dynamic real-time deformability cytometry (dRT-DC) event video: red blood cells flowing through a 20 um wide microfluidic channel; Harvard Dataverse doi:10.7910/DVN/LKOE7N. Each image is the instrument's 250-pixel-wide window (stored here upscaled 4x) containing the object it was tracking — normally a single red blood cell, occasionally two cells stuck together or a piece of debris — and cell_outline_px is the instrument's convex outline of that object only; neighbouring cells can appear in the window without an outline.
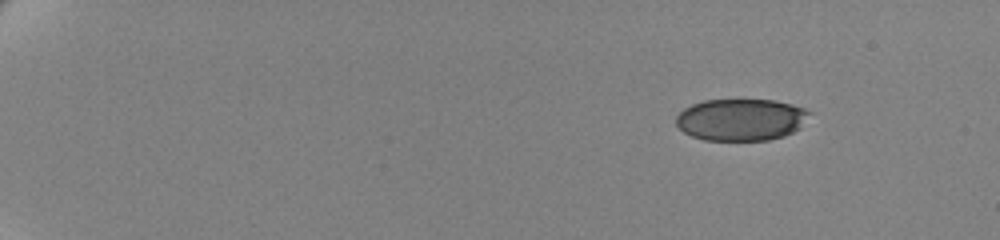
{"species": "human", "species_latin": "Homo sapiens", "temperature_condition": "cold", "stored_images_in_passage": 54, "camera_frame_rate_fps": 3000, "um_per_image_px": 0.085, "donor": {"sex": "female"}, "frame": {"image": 1, "passage_image": 1, "time_ms": 0.0, "image_size_px": [1000, 240], "cell_outline_px": [[812, 112], [800, 128], [784, 136], [768, 140], [704, 140], [692, 136], [684, 132], [676, 124], [676, 116], [684, 108], [692, 104], [704, 100], [776, 100], [792, 104], [804, 108]], "centroid_in_image_um": [63.0, 10.16], "position_along_channel_um": 22.0, "area_um2": 32.66}}
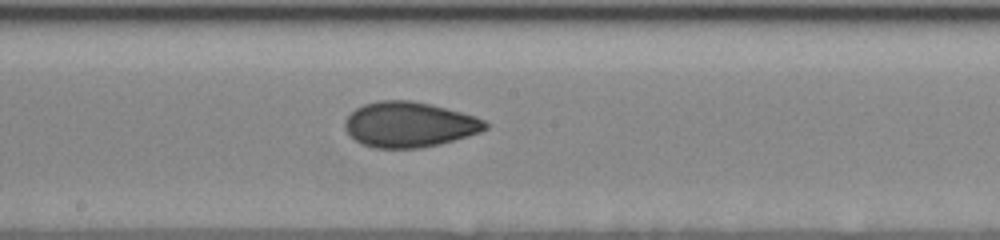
{"frame": {"image": 2, "passage_image": 30, "time_ms": 9.667, "image_size_px": [1000, 240], "cell_outline_px": [[488, 128], [480, 132], [468, 136], [440, 144], [420, 148], [372, 148], [360, 144], [344, 128], [344, 120], [356, 108], [364, 104], [380, 100], [412, 100], [432, 104], [476, 116], [484, 120], [488, 124]], "centroid_in_image_um": [34.79, 10.58], "position_along_channel_um": 213.4, "area_um2": 37.28}}
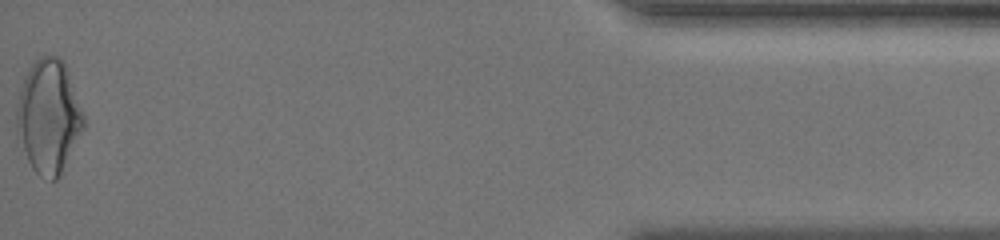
{"frame": {"image": 3, "passage_image": 54, "time_ms": 17.667, "image_size_px": [1000, 240], "cell_outline_px": [[84, 128], [56, 180], [52, 180], [40, 176], [32, 168], [16, 136], [16, 104], [20, 88], [24, 76], [32, 64], [40, 56], [60, 56], [64, 60], [84, 116]], "centroid_in_image_um": [4.1, 9.87], "position_along_channel_um": 431.1, "area_um2": 44.16}, "authors_computed_cell_mechanics": {"area_um2": 36.5296, "velocity_mm_per_s": 3.509, "shape_relaxation_time_tau1_ms": 9.9688, "shape_relaxation_time_tau2_ms": 1.837, "deformation_change_tau1": 0.1583, "deformation_change_tau2": 0.0665}}